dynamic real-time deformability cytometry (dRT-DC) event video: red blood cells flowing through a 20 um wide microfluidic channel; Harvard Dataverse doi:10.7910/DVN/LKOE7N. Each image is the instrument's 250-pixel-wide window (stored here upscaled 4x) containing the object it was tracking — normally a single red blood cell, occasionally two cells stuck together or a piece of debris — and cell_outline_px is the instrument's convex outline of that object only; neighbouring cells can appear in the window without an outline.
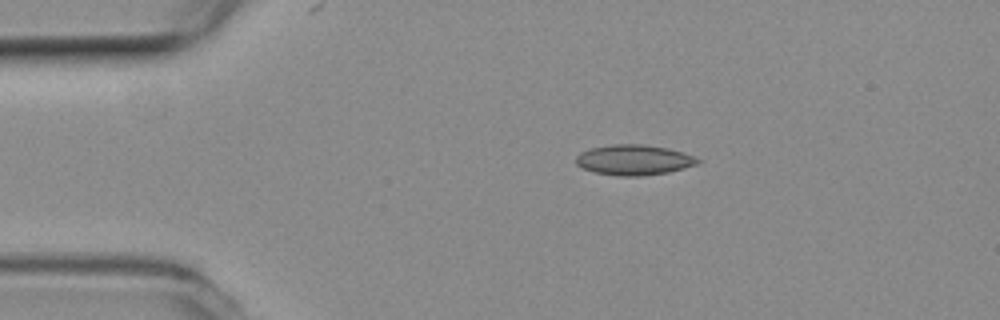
{"species": "common noctule bat (a hibernating species)", "species_latin": "Nyctalus noctula", "temperature_condition": "room temperature", "stored_images_in_passage": 5, "camera_frame_rate_fps": 3000, "um_per_image_px": 0.085, "animal": {"sex": "female", "body_mass_g": 19.3, "forearm_length_mm": 54.1}, "frame": {"image": 1, "passage_image": 2, "time_ms": 0.333, "image_size_px": [1000, 320], "cell_outline_px": [[700, 160], [696, 164], [684, 168], [668, 172], [644, 176], [616, 176], [596, 172], [584, 168], [576, 164], [576, 156], [580, 152], [592, 148], [612, 144], [644, 144], [668, 148], [692, 156]], "centroid_in_image_um": [53.85, 13.59], "position_along_channel_um": 31.1, "area_um2": 21.33}}
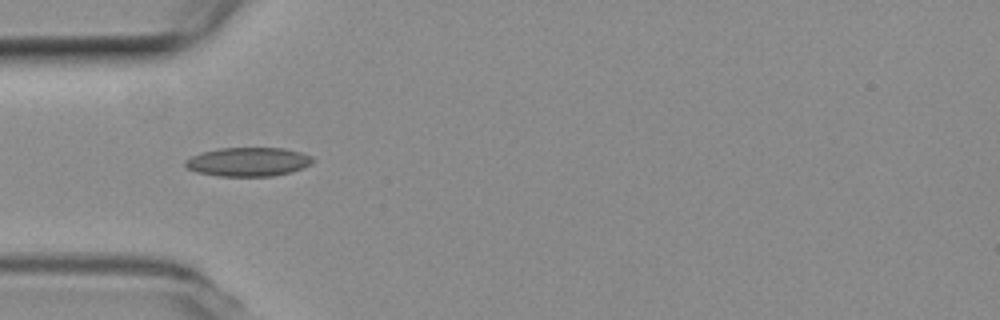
{"frame": {"image": 2, "passage_image": 4, "time_ms": 1.0, "image_size_px": [1000, 320], "cell_outline_px": [[316, 160], [312, 164], [292, 172], [272, 176], [216, 176], [196, 172], [188, 168], [184, 164], [184, 160], [200, 152], [220, 148], [284, 148], [300, 152], [312, 156]], "centroid_in_image_um": [21.11, 13.75], "position_along_channel_um": 63.9, "area_um2": 21.68}}
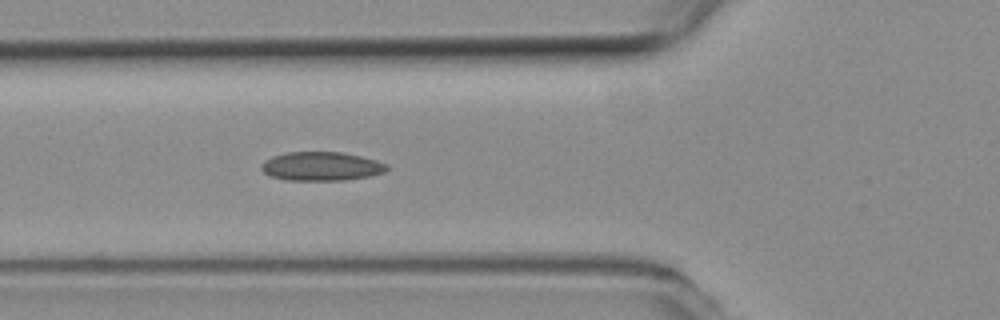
{"frame": {"image": 3, "passage_image": 5, "time_ms": 1.333, "image_size_px": [1000, 320], "cell_outline_px": [[388, 168], [384, 172], [368, 176], [344, 180], [284, 180], [268, 176], [260, 168], [260, 164], [264, 160], [272, 156], [288, 152], [340, 152], [360, 156], [376, 160], [388, 164]], "centroid_in_image_um": [27.26, 14.14], "position_along_channel_um": 98.5, "area_um2": 21.15}}